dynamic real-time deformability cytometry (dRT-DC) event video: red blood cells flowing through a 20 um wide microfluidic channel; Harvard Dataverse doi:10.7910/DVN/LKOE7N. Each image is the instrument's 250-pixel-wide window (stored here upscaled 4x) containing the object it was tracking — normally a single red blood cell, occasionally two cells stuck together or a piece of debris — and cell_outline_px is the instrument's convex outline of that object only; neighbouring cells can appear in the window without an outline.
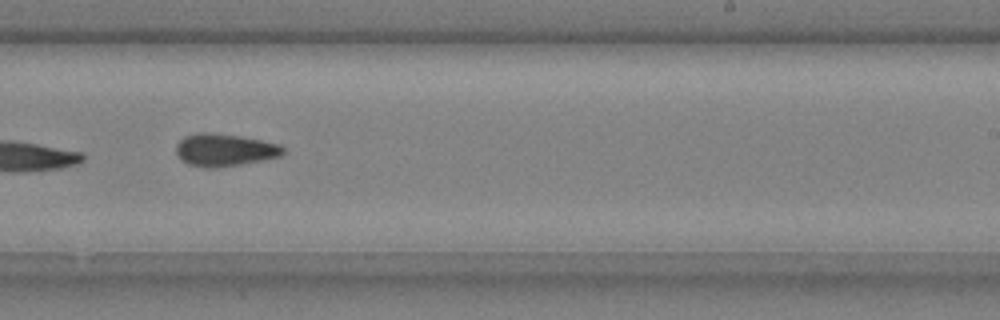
{"species": "common noctule bat (a hibernating species)", "species_latin": "Nyctalus noctula", "temperature_condition": "cold", "stored_images_in_passage": 14, "camera_frame_rate_fps": 3000, "um_per_image_px": 0.085, "animal": {"sex": "male", "body_mass_g": 20.4}, "frame": {"image": 1, "passage_image": 10, "time_ms": 3.0, "image_size_px": [1000, 320], "cell_outline_px": [[288, 152], [280, 156], [264, 160], [216, 168], [204, 168], [188, 164], [180, 160], [176, 152], [176, 144], [184, 136], [200, 132], [212, 132], [240, 136], [280, 144]], "centroid_in_image_um": [19.09, 12.75], "position_along_channel_um": 269.9, "area_um2": 20.52}}